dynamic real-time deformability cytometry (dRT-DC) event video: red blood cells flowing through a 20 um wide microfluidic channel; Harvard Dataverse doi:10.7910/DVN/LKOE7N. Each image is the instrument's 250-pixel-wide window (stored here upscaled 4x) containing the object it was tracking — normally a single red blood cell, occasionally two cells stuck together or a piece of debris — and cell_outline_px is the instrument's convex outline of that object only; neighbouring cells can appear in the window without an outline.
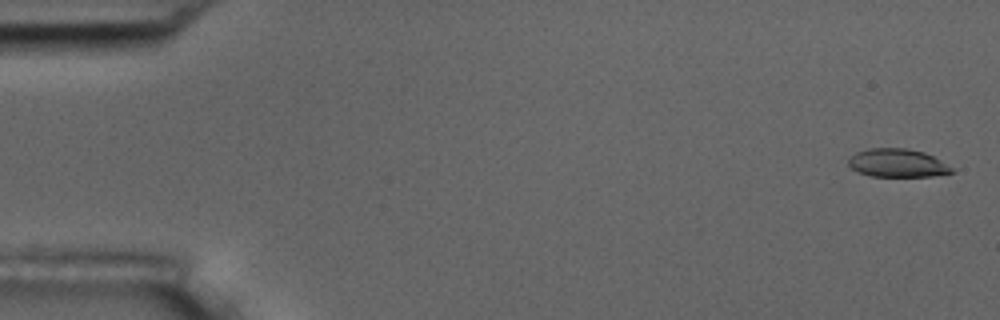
{"species": "common noctule bat (a hibernating species)", "species_latin": "Nyctalus noctula", "temperature_condition": "room temperature", "stored_images_in_passage": 5, "camera_frame_rate_fps": 3000, "um_per_image_px": 0.085, "animal": {"sex": "male", "body_mass_g": 17.5, "forearm_length_mm": 52.3}, "frame": {"image": 1, "passage_image": 1, "time_ms": 0.0, "image_size_px": [1000, 320], "cell_outline_px": [[952, 172], [932, 176], [872, 176], [856, 172], [848, 164], [848, 156], [856, 152], [868, 148], [908, 148], [924, 152], [940, 160], [952, 168]], "centroid_in_image_um": [76.21, 13.84], "position_along_channel_um": 8.8, "area_um2": 16.99}}
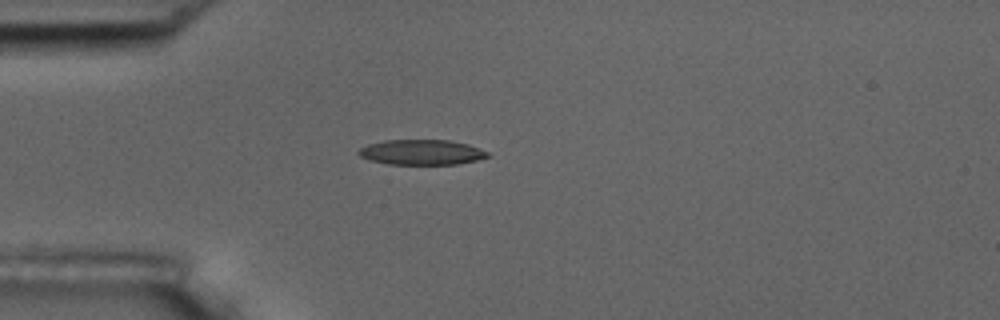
{"frame": {"image": 2, "passage_image": 5, "time_ms": 1.333, "image_size_px": [1000, 320], "cell_outline_px": [[488, 156], [476, 160], [456, 164], [388, 164], [368, 160], [360, 156], [356, 152], [360, 148], [368, 144], [384, 140], [448, 140], [468, 144], [488, 152]], "centroid_in_image_um": [35.78, 12.94], "position_along_channel_um": 49.2, "area_um2": 18.84}}